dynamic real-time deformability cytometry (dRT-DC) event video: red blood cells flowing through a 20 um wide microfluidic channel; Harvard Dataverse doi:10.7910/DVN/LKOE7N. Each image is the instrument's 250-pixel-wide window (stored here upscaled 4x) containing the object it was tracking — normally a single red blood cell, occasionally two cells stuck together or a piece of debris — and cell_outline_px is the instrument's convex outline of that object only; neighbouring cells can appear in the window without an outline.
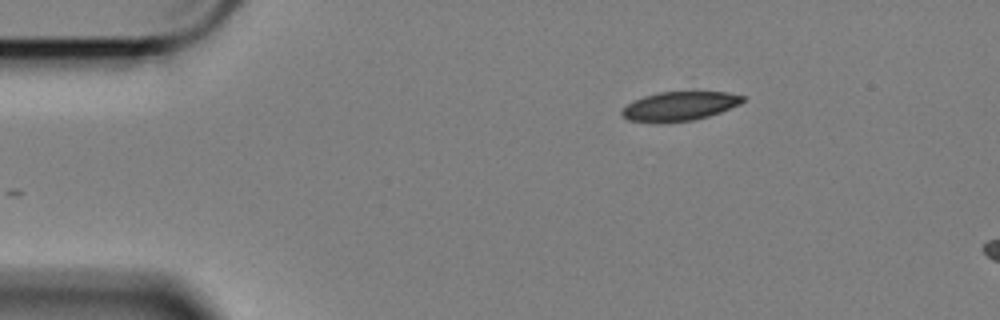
{"species": "Egyptian fruit bat (a non-hibernating species)", "species_latin": "Rousettus aegyptiacus", "temperature_condition": "cold", "stored_images_in_passage": 6, "camera_frame_rate_fps": 3000, "um_per_image_px": 0.085, "animal": {"sex": "female"}, "frame": {"image": 1, "passage_image": 1, "time_ms": 0.0, "image_size_px": [1000, 320], "cell_outline_px": [[744, 100], [740, 104], [720, 112], [708, 116], [692, 120], [664, 124], [660, 124], [628, 120], [620, 112], [628, 104], [644, 96], [660, 92], [728, 92], [744, 96]], "centroid_in_image_um": [57.75, 9.04], "position_along_channel_um": 27.3, "area_um2": 20.52}}